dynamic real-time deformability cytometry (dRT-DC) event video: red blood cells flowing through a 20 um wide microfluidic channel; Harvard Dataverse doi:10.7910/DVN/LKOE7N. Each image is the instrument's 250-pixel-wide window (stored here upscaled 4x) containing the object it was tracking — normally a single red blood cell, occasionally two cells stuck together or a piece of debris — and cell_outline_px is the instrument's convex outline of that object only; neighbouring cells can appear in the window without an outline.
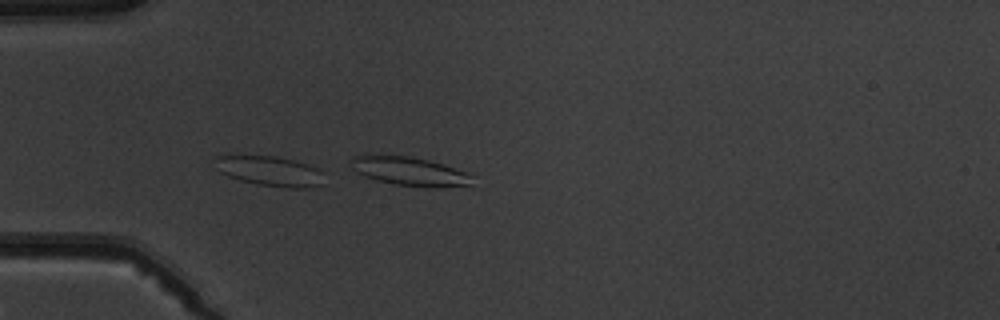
{"species": "common noctule bat (a hibernating species)", "species_latin": "Nyctalus noctula", "temperature_condition": "warm", "stored_images_in_passage": 5, "camera_frame_rate_fps": 3000, "um_per_image_px": 0.085, "animal": {"sex": "male", "body_mass_g": 19.5, "forearm_length_mm": 54.6}, "frame": {"image": 1, "passage_image": 4, "time_ms": 4.333, "image_size_px": [1000, 320], "cell_outline_px": [[476, 176], [472, 184], [436, 188], [424, 188], [392, 184], [376, 180], [364, 176], [356, 172], [352, 168], [352, 156], [408, 156], [428, 160], [468, 172]], "centroid_in_image_um": [34.9, 14.6], "position_along_channel_um": 50.1, "area_um2": 20.35}}